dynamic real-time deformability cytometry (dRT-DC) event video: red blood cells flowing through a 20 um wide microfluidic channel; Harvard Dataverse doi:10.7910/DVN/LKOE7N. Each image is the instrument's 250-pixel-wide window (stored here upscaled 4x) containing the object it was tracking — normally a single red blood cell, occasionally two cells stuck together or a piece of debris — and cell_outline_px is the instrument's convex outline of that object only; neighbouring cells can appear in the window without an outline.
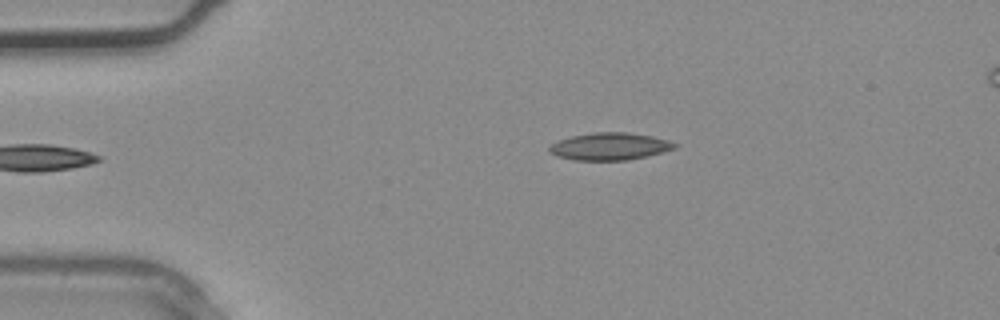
{"species": "common noctule bat (a hibernating species)", "species_latin": "Nyctalus noctula", "temperature_condition": "warm", "stored_images_in_passage": 2, "camera_frame_rate_fps": 3000, "um_per_image_px": 0.085, "animal": {"sex": "male", "body_mass_g": 20.4}, "frame": {"image": 1, "passage_image": 2, "time_ms": 0.333, "image_size_px": [1000, 320], "cell_outline_px": [[680, 144], [676, 148], [664, 152], [628, 160], [572, 160], [556, 156], [548, 152], [548, 148], [552, 144], [560, 140], [572, 136], [592, 132], [628, 132], [652, 136], [668, 140]], "centroid_in_image_um": [51.85, 12.44], "position_along_channel_um": 33.2, "area_um2": 20.11}}